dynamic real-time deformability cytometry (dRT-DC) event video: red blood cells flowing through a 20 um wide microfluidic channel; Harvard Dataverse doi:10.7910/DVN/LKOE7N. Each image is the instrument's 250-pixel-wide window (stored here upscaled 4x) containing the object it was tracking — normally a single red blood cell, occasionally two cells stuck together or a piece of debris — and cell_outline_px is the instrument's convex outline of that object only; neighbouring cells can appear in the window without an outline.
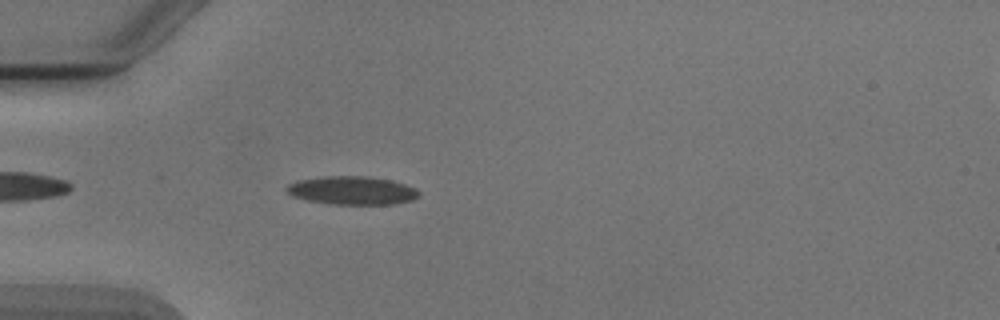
{"species": "Egyptian fruit bat (a non-hibernating species)", "species_latin": "Rousettus aegyptiacus", "temperature_condition": "cold", "stored_images_in_passage": 41, "camera_frame_rate_fps": 3000, "um_per_image_px": 0.085, "animal": {"sex": "male"}, "frame": {"image": 1, "passage_image": 4, "time_ms": 1.0, "image_size_px": [1000, 320], "cell_outline_px": [[420, 196], [412, 200], [392, 204], [332, 204], [308, 200], [292, 196], [284, 188], [288, 184], [296, 180], [324, 176], [368, 176], [392, 180], [416, 188], [420, 192]], "centroid_in_image_um": [29.93, 16.18], "position_along_channel_um": 55.1, "area_um2": 21.96}}
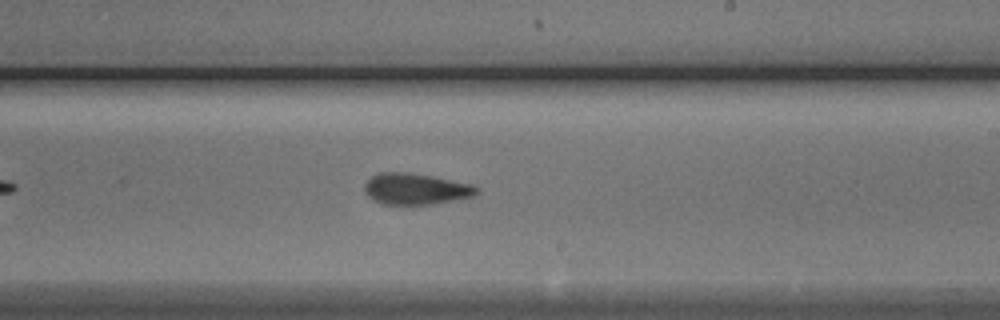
{"frame": {"image": 2, "passage_image": 20, "time_ms": 6.333, "image_size_px": [1000, 320], "cell_outline_px": [[476, 192], [472, 196], [460, 200], [432, 204], [380, 204], [372, 200], [368, 196], [364, 188], [364, 184], [372, 176], [380, 172], [408, 172], [472, 184], [476, 188]], "centroid_in_image_um": [35.29, 16.07], "position_along_channel_um": 253.7, "area_um2": 20.29}}
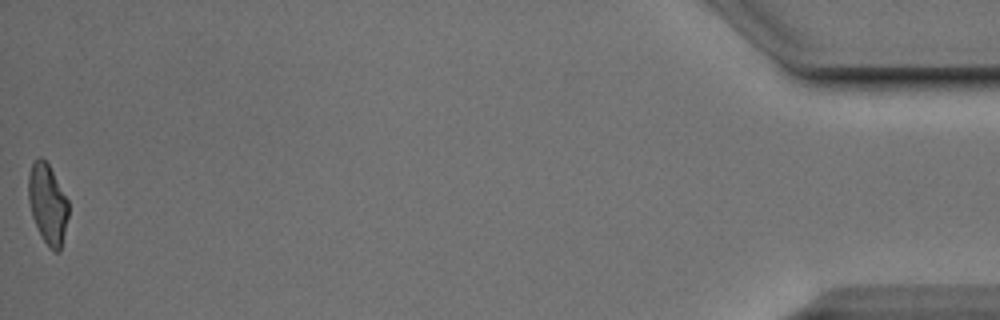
{"frame": {"image": 3, "passage_image": 41, "time_ms": 13.333, "image_size_px": [1000, 320], "cell_outline_px": [[68, 216], [60, 252], [56, 252], [48, 248], [32, 216], [28, 200], [28, 176], [32, 164], [40, 156], [48, 164], [68, 200]], "centroid_in_image_um": [4.05, 17.35], "position_along_channel_um": 431.2, "area_um2": 18.38}, "authors_computed_cell_mechanics": {"area_um2": 20.2878, "velocity_mm_per_s": 3.892, "shape_relaxation_time_tau1_ms": 7.2361, "shape_relaxation_time_tau2_ms": 3.3249, "deformation_change_tau1": 0.1706, "deformation_change_tau2": 0.1071}}